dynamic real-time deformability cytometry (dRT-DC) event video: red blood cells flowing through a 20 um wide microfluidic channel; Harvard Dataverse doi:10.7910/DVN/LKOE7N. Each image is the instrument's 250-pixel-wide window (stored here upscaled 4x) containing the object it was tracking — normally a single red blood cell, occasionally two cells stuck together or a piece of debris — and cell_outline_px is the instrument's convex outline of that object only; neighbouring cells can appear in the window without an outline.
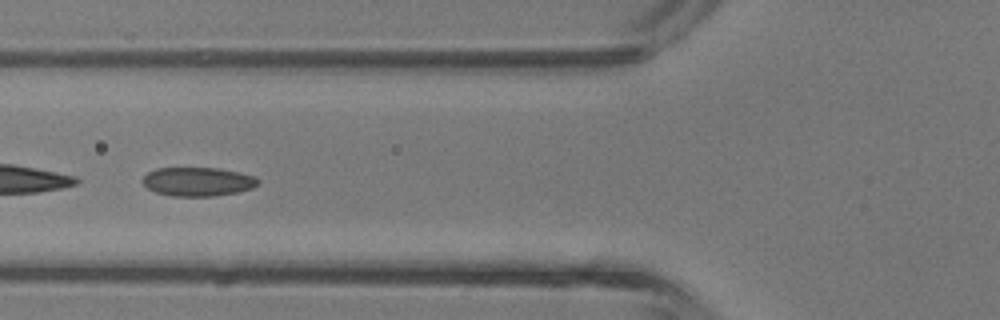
{"species": "common noctule bat (a hibernating species)", "species_latin": "Nyctalus noctula", "temperature_condition": "room temperature", "stored_images_in_passage": 41, "camera_frame_rate_fps": 3000, "um_per_image_px": 0.085, "animal": {"sex": "male", "body_mass_g": 13.3}, "frame": {"image": 1, "passage_image": 16, "time_ms": 5.0, "image_size_px": [1000, 320], "cell_outline_px": [[260, 180], [252, 188], [236, 192], [216, 196], [172, 196], [156, 192], [148, 188], [144, 184], [144, 176], [148, 172], [156, 168], [220, 168], [252, 176]], "centroid_in_image_um": [16.8, 15.44], "position_along_channel_um": 109.0, "area_um2": 19.13}}
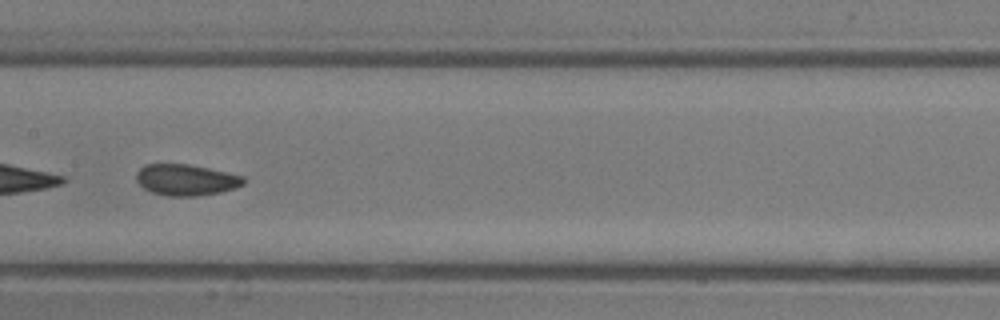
{"frame": {"image": 2, "passage_image": 21, "time_ms": 6.667, "image_size_px": [1000, 320], "cell_outline_px": [[248, 180], [244, 184], [236, 188], [220, 192], [200, 196], [168, 196], [152, 192], [144, 188], [136, 180], [136, 172], [144, 164], [188, 164], [208, 168], [244, 176]], "centroid_in_image_um": [15.84, 15.29], "position_along_channel_um": 191.6, "area_um2": 19.65}}
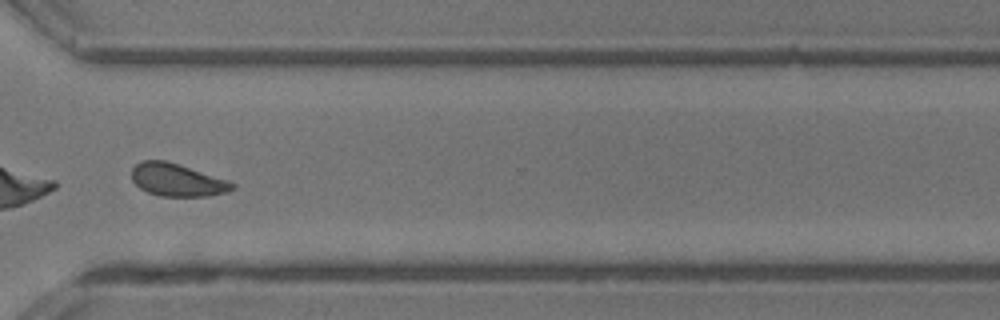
{"frame": {"image": 3, "passage_image": 31, "time_ms": 10.0, "image_size_px": [1000, 320], "cell_outline_px": [[236, 188], [228, 192], [208, 196], [160, 196], [148, 192], [140, 188], [132, 180], [132, 168], [136, 164], [144, 160], [164, 160], [228, 180], [236, 184]], "centroid_in_image_um": [15.07, 15.31], "position_along_channel_um": 355.5, "area_um2": 19.02}, "authors_computed_cell_mechanics": {"area_um2": 20.1144, "velocity_mm_per_s": 4.9304, "shape_relaxation_time_tau1_ms": 3.2604, "shape_relaxation_time_tau2_ms": 0.8215, "deformation_change_tau1": 0.0848, "deformation_change_tau2": 0.0608}}